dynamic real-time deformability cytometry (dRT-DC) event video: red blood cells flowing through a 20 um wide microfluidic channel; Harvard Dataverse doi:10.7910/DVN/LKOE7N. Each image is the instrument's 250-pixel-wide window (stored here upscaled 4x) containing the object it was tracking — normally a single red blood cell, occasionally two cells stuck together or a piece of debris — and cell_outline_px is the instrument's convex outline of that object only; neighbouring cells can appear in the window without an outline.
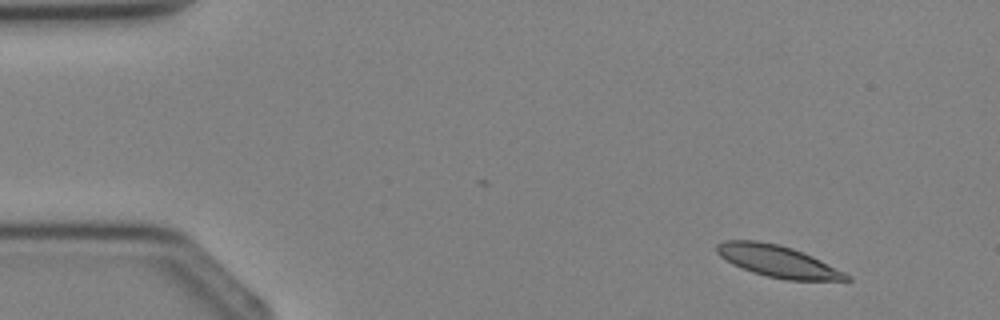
{"species": "Egyptian fruit bat (a non-hibernating species)", "species_latin": "Rousettus aegyptiacus", "temperature_condition": "cold", "stored_images_in_passage": 3, "camera_frame_rate_fps": 3000, "um_per_image_px": 0.085, "animal": {"sex": "female"}, "frame": {"image": 1, "passage_image": 1, "time_ms": 0.0, "image_size_px": [1000, 320], "cell_outline_px": [[852, 280], [784, 280], [752, 272], [732, 264], [720, 256], [716, 252], [716, 244], [724, 240], [756, 240], [780, 244], [792, 248], [812, 256], [852, 276]], "centroid_in_image_um": [66.08, 22.2], "position_along_channel_um": 18.9, "area_um2": 23.93}}
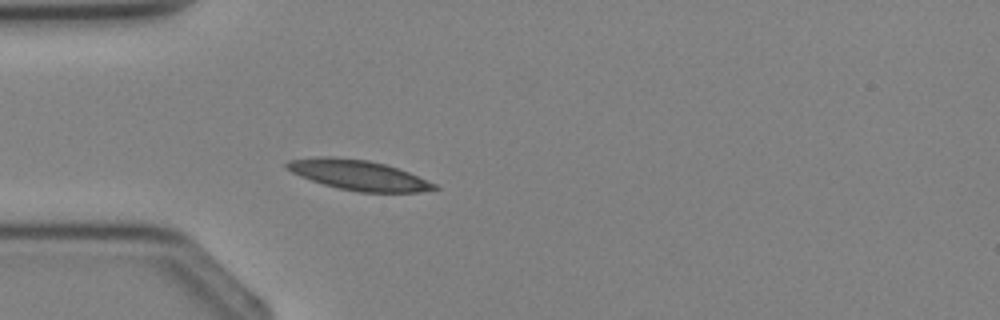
{"frame": {"image": 2, "passage_image": 3, "time_ms": 2.333, "image_size_px": [1000, 320], "cell_outline_px": [[440, 188], [420, 192], [360, 192], [340, 188], [324, 184], [300, 176], [284, 168], [284, 164], [288, 160], [320, 156], [332, 156], [368, 160], [384, 164], [408, 172], [436, 184]], "centroid_in_image_um": [30.43, 14.87], "position_along_channel_um": 54.6, "area_um2": 25.66}}